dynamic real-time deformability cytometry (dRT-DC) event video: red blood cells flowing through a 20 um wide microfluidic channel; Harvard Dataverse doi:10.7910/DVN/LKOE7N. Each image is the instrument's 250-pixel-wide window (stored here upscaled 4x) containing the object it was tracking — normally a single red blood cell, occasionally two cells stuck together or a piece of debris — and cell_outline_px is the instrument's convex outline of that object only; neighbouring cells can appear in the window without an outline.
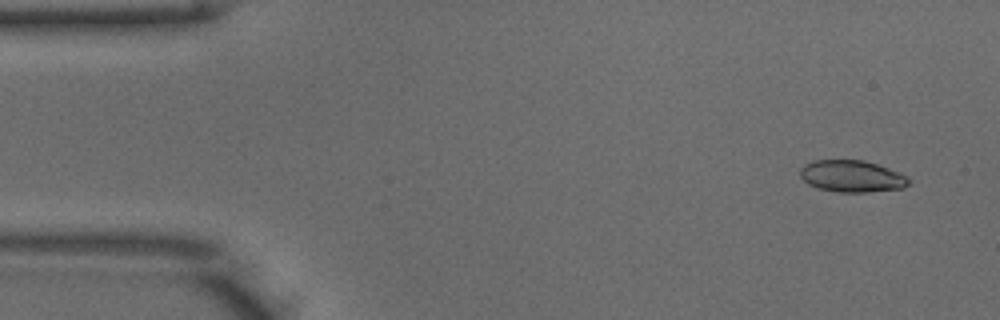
{"species": "common noctule bat (a hibernating species)", "species_latin": "Nyctalus noctula", "temperature_condition": "warm", "stored_images_in_passage": 46, "camera_frame_rate_fps": 3000, "um_per_image_px": 0.085, "animal": {"sex": "male", "body_mass_g": 18.8}, "frame": {"image": 1, "passage_image": 3, "time_ms": 0.667, "image_size_px": [1000, 320], "cell_outline_px": [[908, 184], [904, 188], [868, 192], [840, 192], [820, 188], [808, 184], [800, 176], [800, 168], [804, 164], [812, 160], [864, 160], [888, 168], [908, 176]], "centroid_in_image_um": [72.39, 14.97], "position_along_channel_um": 12.6, "area_um2": 20.06}}
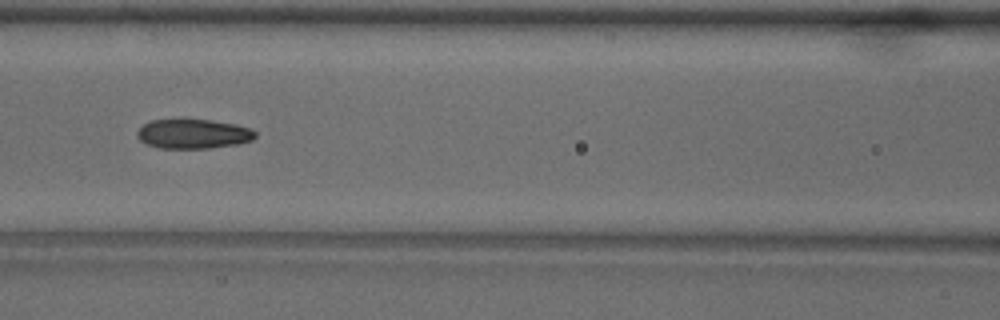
{"frame": {"image": 2, "passage_image": 21, "time_ms": 6.667, "image_size_px": [1000, 320], "cell_outline_px": [[256, 136], [252, 140], [240, 144], [208, 148], [160, 148], [144, 144], [136, 136], [136, 132], [144, 124], [152, 120], [208, 120], [236, 124], [252, 128], [256, 132]], "centroid_in_image_um": [16.44, 11.39], "position_along_channel_um": 150.2, "area_um2": 20.35}}
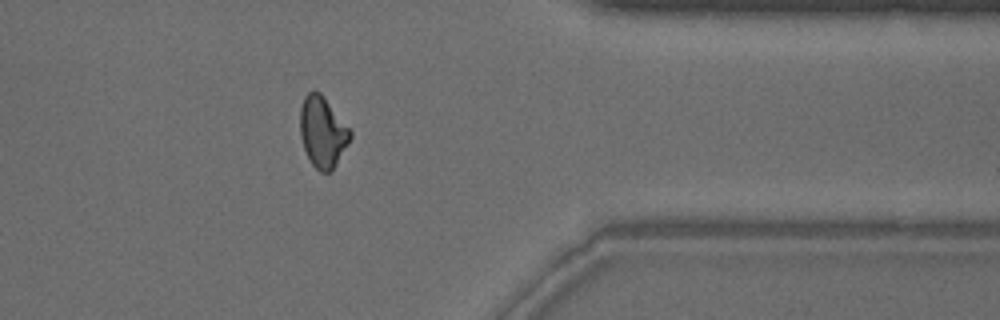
{"frame": {"image": 3, "passage_image": 40, "time_ms": 13.0, "image_size_px": [1000, 320], "cell_outline_px": [[352, 136], [348, 144], [332, 172], [320, 172], [312, 164], [304, 148], [300, 136], [300, 108], [304, 96], [312, 88], [320, 92], [352, 132]], "centroid_in_image_um": [27.41, 11.21], "position_along_channel_um": 384.0, "area_um2": 20.69}, "authors_computed_cell_mechanics": {"area_um2": 20.5768, "velocity_mm_per_s": 3.9555, "shape_relaxation_time_tau1_ms": 5.7243, "shape_relaxation_time_tau2_ms": 2.3122, "deformation_change_tau1": 0.1489, "deformation_change_tau2": 0.0842}}